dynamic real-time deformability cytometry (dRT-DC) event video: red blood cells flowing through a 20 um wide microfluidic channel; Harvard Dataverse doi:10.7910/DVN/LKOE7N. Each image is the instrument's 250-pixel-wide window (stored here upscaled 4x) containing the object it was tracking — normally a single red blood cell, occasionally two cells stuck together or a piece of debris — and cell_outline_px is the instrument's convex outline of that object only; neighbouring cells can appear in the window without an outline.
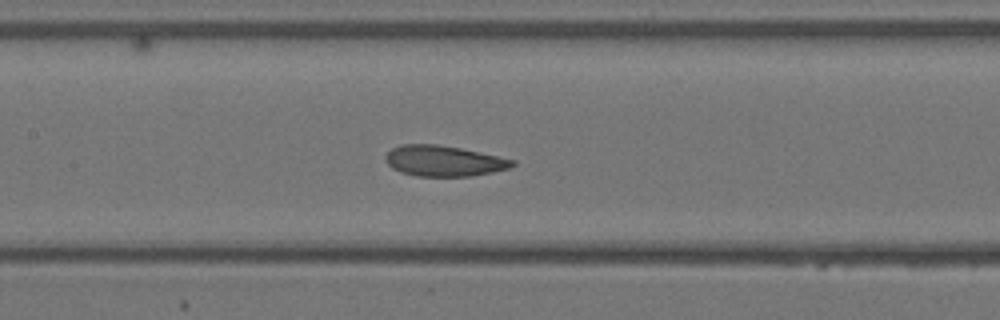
{"species": "Egyptian fruit bat (a non-hibernating species)", "species_latin": "Rousettus aegyptiacus", "temperature_condition": "warm", "stored_images_in_passage": 30, "camera_frame_rate_fps": 3000, "um_per_image_px": 0.085, "animal": {"sex": "female"}, "frame": {"image": 1, "passage_image": 16, "time_ms": 5.0, "image_size_px": [1000, 320], "cell_outline_px": [[516, 164], [512, 168], [472, 176], [416, 176], [400, 172], [392, 168], [384, 160], [384, 156], [392, 148], [400, 144], [436, 144], [460, 148], [516, 160]], "centroid_in_image_um": [37.71, 13.68], "position_along_channel_um": 169.7, "area_um2": 22.83}}
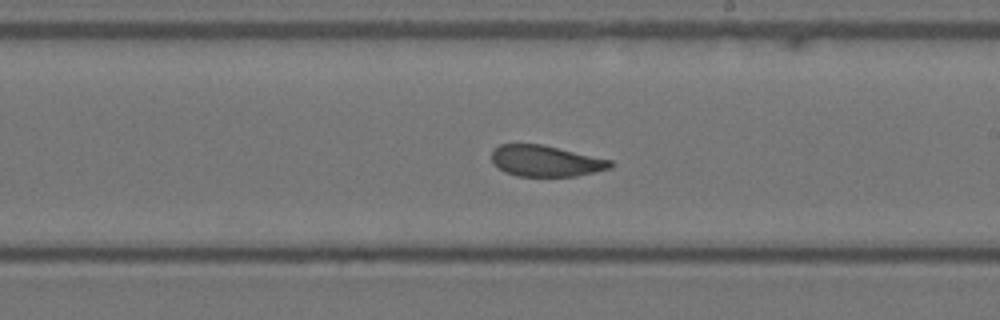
{"frame": {"image": 2, "passage_image": 20, "time_ms": 6.333, "image_size_px": [1000, 320], "cell_outline_px": [[612, 164], [608, 168], [576, 176], [516, 176], [504, 172], [492, 164], [492, 148], [500, 144], [540, 144], [612, 160]], "centroid_in_image_um": [46.3, 13.68], "position_along_channel_um": 242.7, "area_um2": 21.39}}
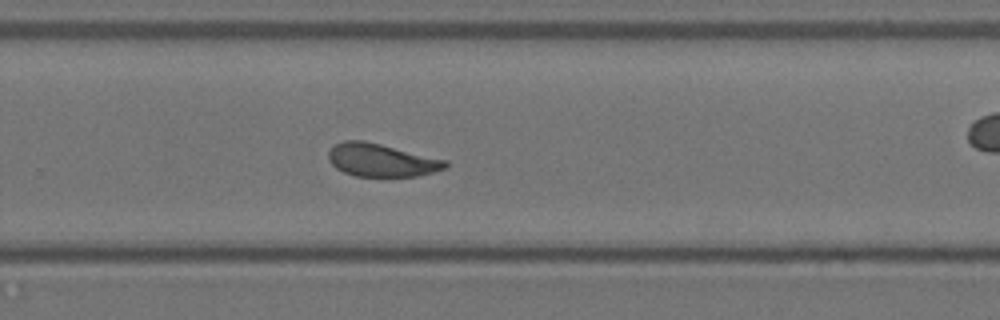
{"frame": {"image": 3, "passage_image": 23, "time_ms": 7.333, "image_size_px": [1000, 320], "cell_outline_px": [[448, 168], [416, 176], [356, 176], [344, 172], [336, 168], [328, 160], [328, 152], [336, 144], [344, 140], [364, 140], [448, 160]], "centroid_in_image_um": [32.43, 13.61], "position_along_channel_um": 297.4, "area_um2": 22.43}}